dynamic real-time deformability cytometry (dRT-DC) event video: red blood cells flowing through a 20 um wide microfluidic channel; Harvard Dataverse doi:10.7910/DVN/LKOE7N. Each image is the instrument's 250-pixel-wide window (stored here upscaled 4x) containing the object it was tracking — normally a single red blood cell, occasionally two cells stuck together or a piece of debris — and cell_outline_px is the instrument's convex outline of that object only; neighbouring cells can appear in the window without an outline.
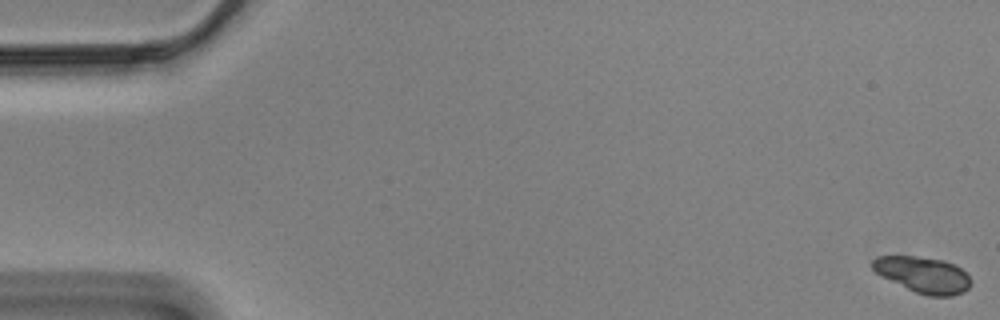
{"species": "Egyptian fruit bat (a non-hibernating species)", "species_latin": "Rousettus aegyptiacus", "temperature_condition": "cold", "stored_images_in_passage": 58, "camera_frame_rate_fps": 3000, "um_per_image_px": 0.085, "animal": {"sex": "male"}, "frame": {"image": 1, "passage_image": 1, "time_ms": 0.0, "image_size_px": [1000, 320], "cell_outline_px": [[972, 284], [964, 292], [952, 296], [928, 296], [916, 292], [876, 272], [872, 268], [872, 260], [876, 256], [912, 256], [944, 260], [960, 268], [972, 280]], "centroid_in_image_um": [78.5, 23.35], "position_along_channel_um": 6.5, "area_um2": 20.29}}
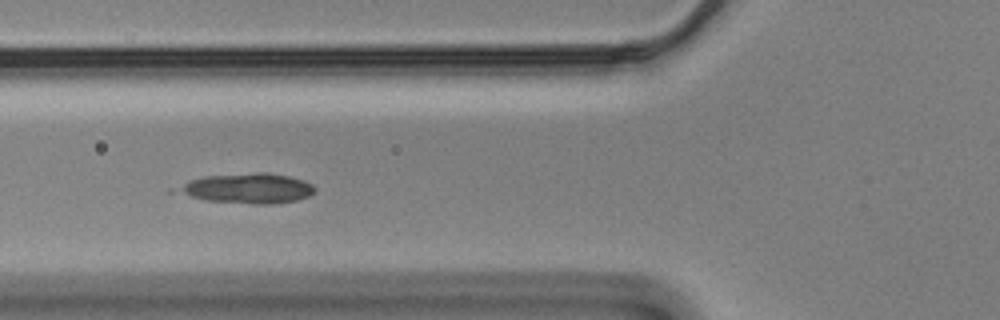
{"frame": {"image": 2, "passage_image": 22, "time_ms": 7.0, "image_size_px": [1000, 320], "cell_outline_px": [[316, 192], [308, 196], [296, 200], [272, 204], [256, 204], [208, 200], [168, 192], [168, 188], [204, 176], [256, 172], [264, 172], [288, 176], [304, 180], [312, 184], [316, 188]], "centroid_in_image_um": [20.95, 16.0], "position_along_channel_um": 104.9, "area_um2": 24.39}}
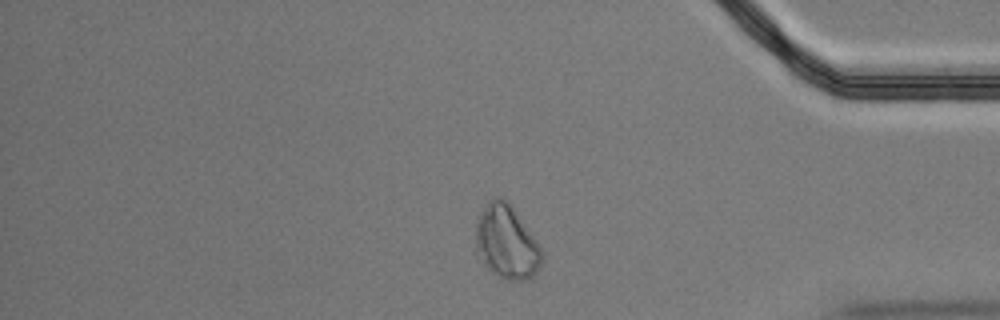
{"frame": {"image": 3, "passage_image": 49, "time_ms": 16.0, "image_size_px": [1000, 320], "cell_outline_px": [[540, 264], [536, 272], [532, 276], [524, 280], [508, 280], [492, 272], [484, 264], [476, 248], [476, 216], [488, 200], [492, 196], [500, 196], [508, 204], [532, 236], [540, 248]], "centroid_in_image_um": [42.98, 20.56], "position_along_channel_um": 392.2, "area_um2": 27.51}}